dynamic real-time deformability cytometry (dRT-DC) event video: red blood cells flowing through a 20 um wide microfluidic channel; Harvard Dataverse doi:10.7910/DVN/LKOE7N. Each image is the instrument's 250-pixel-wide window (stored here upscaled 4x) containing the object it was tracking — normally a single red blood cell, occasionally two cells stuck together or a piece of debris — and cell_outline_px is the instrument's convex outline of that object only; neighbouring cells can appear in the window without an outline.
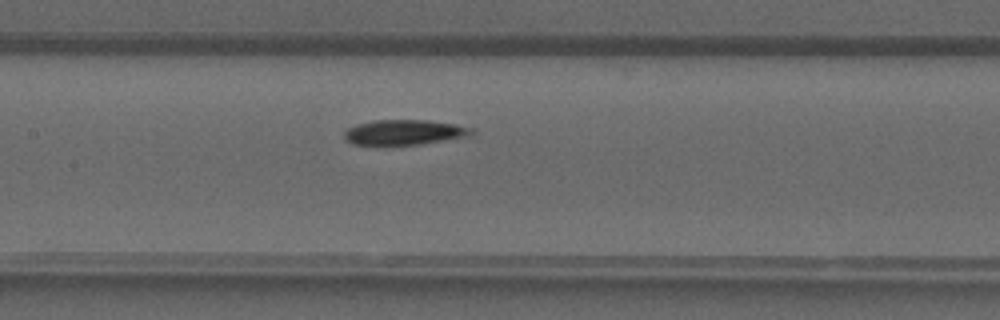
{"species": "common noctule bat (a hibernating species)", "species_latin": "Nyctalus noctula", "temperature_condition": "warm", "stored_images_in_passage": 31, "camera_frame_rate_fps": 3000, "um_per_image_px": 0.085, "animal": {"sex": "male", "forearm_length_mm": 52.5}, "frame": {"image": 1, "passage_image": 15, "time_ms": 4.667, "image_size_px": [1000, 320], "cell_outline_px": [[472, 132], [468, 136], [420, 144], [352, 144], [344, 136], [344, 132], [348, 128], [356, 124], [376, 120], [428, 120], [456, 124], [472, 128]], "centroid_in_image_um": [34.36, 11.23], "position_along_channel_um": 173.0, "area_um2": 18.26}}
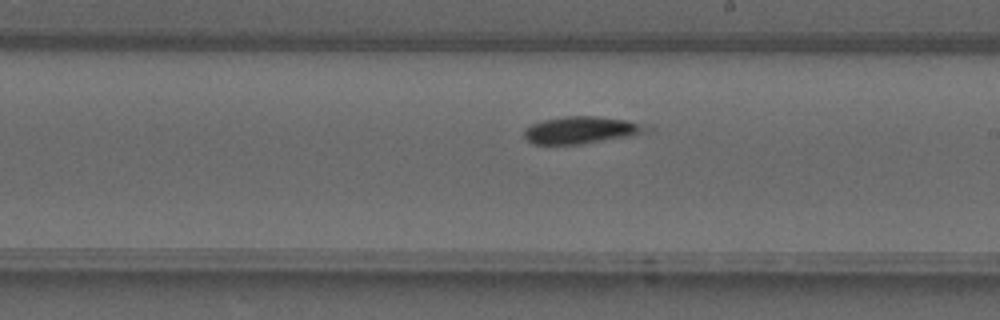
{"frame": {"image": 2, "passage_image": 19, "time_ms": 6.0, "image_size_px": [1000, 320], "cell_outline_px": [[656, 128], [652, 132], [584, 144], [532, 144], [524, 136], [524, 128], [532, 124], [544, 120], [564, 116], [596, 116], [628, 120], [652, 124]], "centroid_in_image_um": [49.57, 11.05], "position_along_channel_um": 239.4, "area_um2": 19.94}}
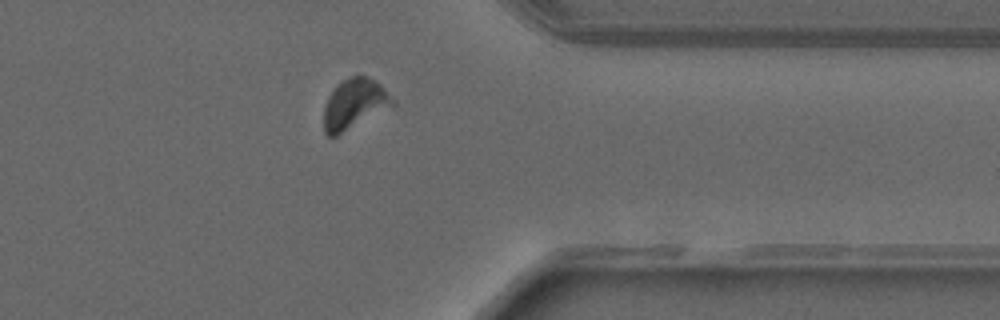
{"frame": {"image": 3, "passage_image": 28, "time_ms": 9.0, "image_size_px": [1000, 320], "cell_outline_px": [[396, 104], [336, 136], [328, 136], [324, 132], [324, 108], [328, 96], [336, 84], [352, 76], [368, 76], [376, 80], [396, 100]], "centroid_in_image_um": [30.13, 8.82], "position_along_channel_um": 381.3, "area_um2": 20.06}}